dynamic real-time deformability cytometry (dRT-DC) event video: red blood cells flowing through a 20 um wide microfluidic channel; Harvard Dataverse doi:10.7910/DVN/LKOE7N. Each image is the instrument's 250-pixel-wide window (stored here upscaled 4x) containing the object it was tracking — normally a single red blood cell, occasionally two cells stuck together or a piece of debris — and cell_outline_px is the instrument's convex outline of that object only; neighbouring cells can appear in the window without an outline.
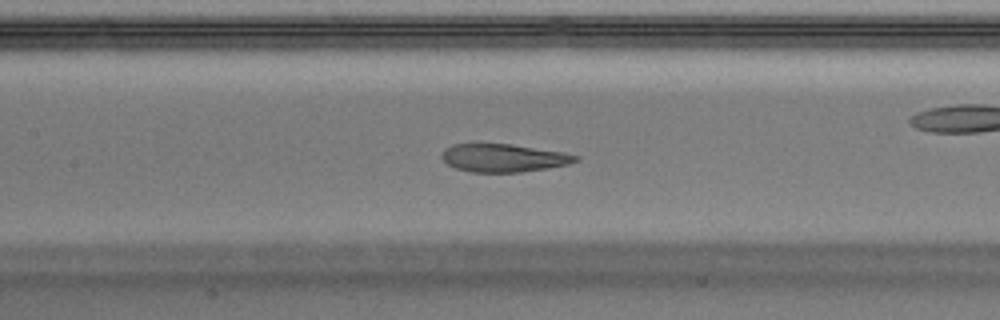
{"species": "Egyptian fruit bat (a non-hibernating species)", "species_latin": "Rousettus aegyptiacus", "temperature_condition": "warm", "stored_images_in_passage": 49, "camera_frame_rate_fps": 3000, "um_per_image_px": 0.085, "animal": {"sex": "male"}, "frame": {"image": 1, "passage_image": 22, "time_ms": 7.0, "image_size_px": [1000, 320], "cell_outline_px": [[580, 160], [568, 164], [548, 168], [520, 172], [472, 172], [456, 168], [448, 164], [440, 156], [444, 148], [452, 144], [512, 144], [564, 152], [580, 156]], "centroid_in_image_um": [42.82, 13.42], "position_along_channel_um": 164.6, "area_um2": 21.91}, "authors_computed_cell_mechanics": {"area_um2": 24.276, "velocity_mm_per_s": 4.0481, "shape_relaxation_time_tau1_ms": null, "shape_relaxation_time_tau2_ms": 1.6407, "deformation_change_tau1": null, "deformation_change_tau2": 0.0803}}